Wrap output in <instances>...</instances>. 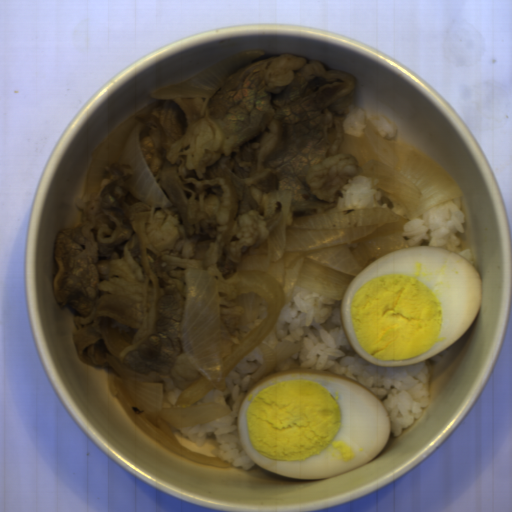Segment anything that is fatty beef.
<instances>
[{"instance_id": "obj_1", "label": "fatty beef", "mask_w": 512, "mask_h": 512, "mask_svg": "<svg viewBox=\"0 0 512 512\" xmlns=\"http://www.w3.org/2000/svg\"><path fill=\"white\" fill-rule=\"evenodd\" d=\"M356 84L319 61L261 56L210 98L162 100L150 112L138 141L171 208L135 198L125 185L132 165L113 163L55 240L54 294L77 313L71 335L88 367L109 366L108 354L183 392L195 382L181 338L189 268L215 277L232 347L262 322L240 329L239 264L272 221L328 213L363 174L338 153Z\"/></svg>"}]
</instances>
